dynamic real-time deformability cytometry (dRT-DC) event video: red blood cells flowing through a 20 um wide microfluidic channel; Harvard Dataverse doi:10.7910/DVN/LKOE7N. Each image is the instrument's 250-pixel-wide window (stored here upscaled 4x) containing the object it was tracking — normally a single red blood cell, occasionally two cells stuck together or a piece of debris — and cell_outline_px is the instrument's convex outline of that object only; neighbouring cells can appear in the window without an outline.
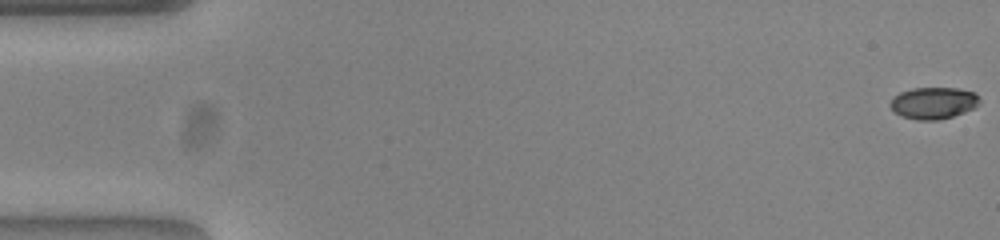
{"species": "common noctule bat (a hibernating species)", "species_latin": "Nyctalus noctula", "temperature_condition": "warm", "stored_images_in_passage": 54, "camera_frame_rate_fps": 3000, "um_per_image_px": 0.085, "animal": {"sex": "female", "body_mass_g": 23.0, "forearm_length_mm": 53.4}, "frame": {"image": 1, "passage_image": 1, "time_ms": 0.0, "image_size_px": [1000, 240], "cell_outline_px": [[980, 100], [972, 108], [964, 112], [940, 120], [916, 120], [904, 116], [896, 112], [888, 104], [892, 96], [900, 92], [912, 88], [956, 88], [976, 92], [980, 96]], "centroid_in_image_um": [79.33, 8.74], "position_along_channel_um": 5.7, "area_um2": 16.53}}
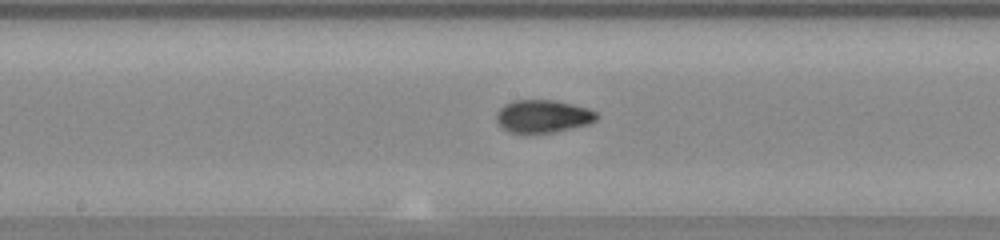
{"frame": {"image": 2, "passage_image": 28, "time_ms": 9.0, "image_size_px": [1000, 240], "cell_outline_px": [[600, 116], [596, 120], [588, 124], [552, 132], [508, 132], [496, 120], [496, 112], [504, 104], [512, 100], [552, 100], [572, 104], [588, 108], [596, 112]], "centroid_in_image_um": [46.15, 9.86], "position_along_channel_um": 202.1, "area_um2": 18.96}}
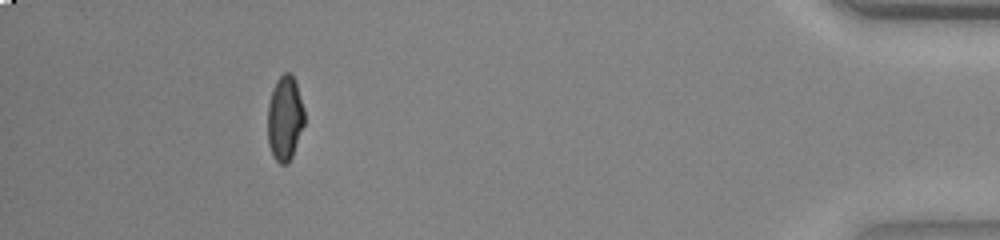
{"frame": {"image": 3, "passage_image": 49, "time_ms": 16.0, "image_size_px": [1000, 240], "cell_outline_px": [[304, 124], [292, 156], [288, 164], [280, 164], [276, 160], [268, 144], [268, 104], [272, 88], [276, 80], [284, 72], [288, 72], [296, 80], [304, 108]], "centroid_in_image_um": [24.21, 10.02], "position_along_channel_um": 411.0, "area_um2": 18.21}, "authors_computed_cell_mechanics": {"area_um2": 18.4093, "velocity_mm_per_s": 3.8889, "shape_relaxation_time_tau1_ms": 7.7151, "shape_relaxation_time_tau2_ms": 1.4892, "deformation_change_tau1": 0.2334, "deformation_change_tau2": 0.058}}